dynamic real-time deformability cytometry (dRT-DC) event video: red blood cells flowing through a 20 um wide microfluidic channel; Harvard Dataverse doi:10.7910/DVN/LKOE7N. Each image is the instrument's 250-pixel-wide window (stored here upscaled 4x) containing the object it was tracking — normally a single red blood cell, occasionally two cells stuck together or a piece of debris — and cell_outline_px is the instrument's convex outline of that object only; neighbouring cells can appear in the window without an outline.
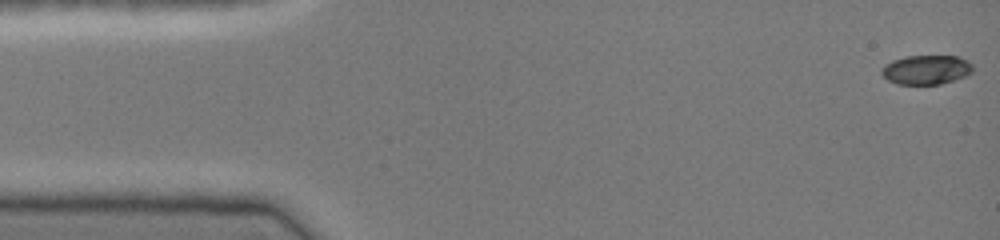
{"species": "common noctule bat (a hibernating species)", "species_latin": "Nyctalus noctula", "temperature_condition": "cold", "stored_images_in_passage": 46, "camera_frame_rate_fps": 3000, "um_per_image_px": 0.085, "animal": {"sex": "female", "body_mass_g": 19.0, "forearm_length_mm": 51.5}, "frame": {"image": 1, "passage_image": 1, "time_ms": 0.0, "image_size_px": [1000, 240], "cell_outline_px": [[972, 72], [964, 76], [940, 84], [896, 84], [888, 80], [880, 72], [880, 68], [884, 64], [892, 60], [908, 56], [960, 56], [968, 60], [972, 64]], "centroid_in_image_um": [78.7, 5.92], "position_along_channel_um": 6.3, "area_um2": 15.61}}
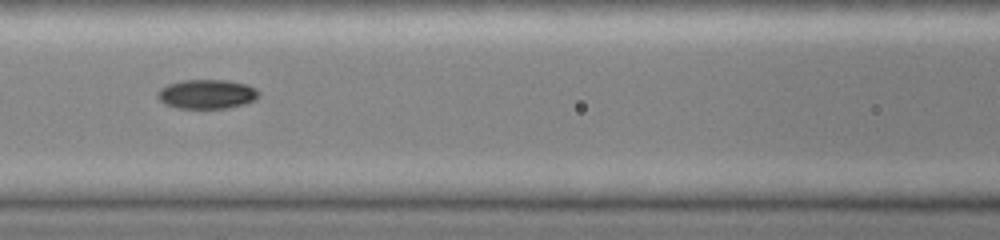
{"frame": {"image": 2, "passage_image": 20, "time_ms": 6.333, "image_size_px": [1000, 240], "cell_outline_px": [[260, 96], [256, 100], [244, 104], [228, 108], [176, 108], [164, 104], [156, 96], [156, 92], [160, 88], [168, 84], [184, 80], [228, 80], [248, 84], [256, 88], [260, 92]], "centroid_in_image_um": [17.6, 8.0], "position_along_channel_um": 149.0, "area_um2": 17.57}}
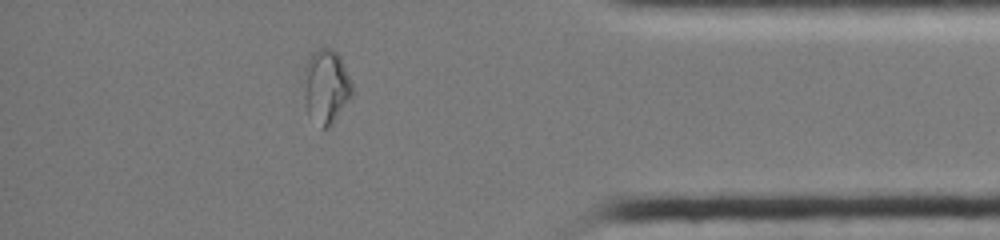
{"frame": {"image": 3, "passage_image": 40, "time_ms": 13.0, "image_size_px": [1000, 240], "cell_outline_px": [[352, 96], [332, 124], [328, 128], [320, 128], [308, 116], [304, 104], [304, 68], [312, 52], [320, 48], [332, 48], [340, 56], [352, 84]], "centroid_in_image_um": [27.69, 7.38], "position_along_channel_um": 407.5, "area_um2": 21.1}, "authors_computed_cell_mechanics": {"area_um2": 17.1955, "velocity_mm_per_s": 4.1467, "shape_relaxation_time_tau1_ms": null, "shape_relaxation_time_tau2_ms": 1.9871, "deformation_change_tau1": null, "deformation_change_tau2": 0.0409}}